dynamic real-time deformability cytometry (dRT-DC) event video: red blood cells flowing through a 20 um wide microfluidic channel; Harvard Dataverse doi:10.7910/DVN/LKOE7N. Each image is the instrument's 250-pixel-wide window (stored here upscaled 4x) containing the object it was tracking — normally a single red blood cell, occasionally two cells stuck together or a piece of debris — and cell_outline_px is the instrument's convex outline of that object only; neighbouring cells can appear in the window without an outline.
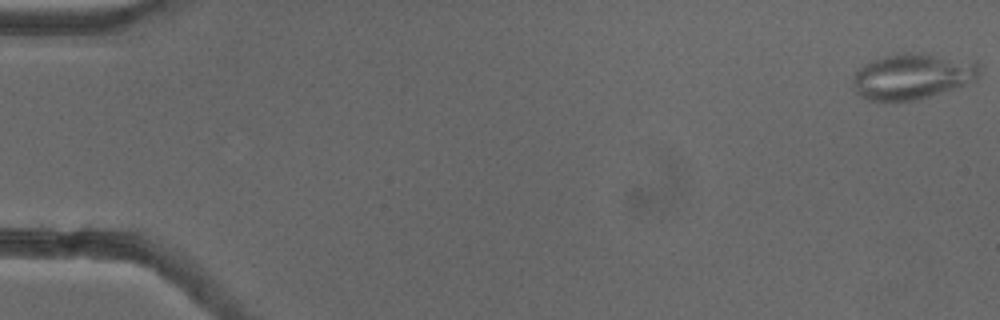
{"species": "common noctule bat (a hibernating species)", "species_latin": "Nyctalus noctula", "temperature_condition": "cold", "stored_images_in_passage": 54, "segment_of_instrument_passage": [1, 2], "camera_frame_rate_fps": 3000, "um_per_image_px": 0.085, "animal": {"sex": "female"}, "frame": {"image": 1, "passage_image": 1, "time_ms": 0.0, "image_size_px": [1000, 320], "cell_outline_px": [[980, 76], [976, 80], [916, 100], [868, 100], [860, 96], [856, 92], [852, 80], [852, 76], [864, 64], [872, 60], [884, 56], [904, 52], [928, 52], [976, 60], [980, 64]], "centroid_in_image_um": [77.6, 6.44], "position_along_channel_um": 7.4, "area_um2": 34.1}}